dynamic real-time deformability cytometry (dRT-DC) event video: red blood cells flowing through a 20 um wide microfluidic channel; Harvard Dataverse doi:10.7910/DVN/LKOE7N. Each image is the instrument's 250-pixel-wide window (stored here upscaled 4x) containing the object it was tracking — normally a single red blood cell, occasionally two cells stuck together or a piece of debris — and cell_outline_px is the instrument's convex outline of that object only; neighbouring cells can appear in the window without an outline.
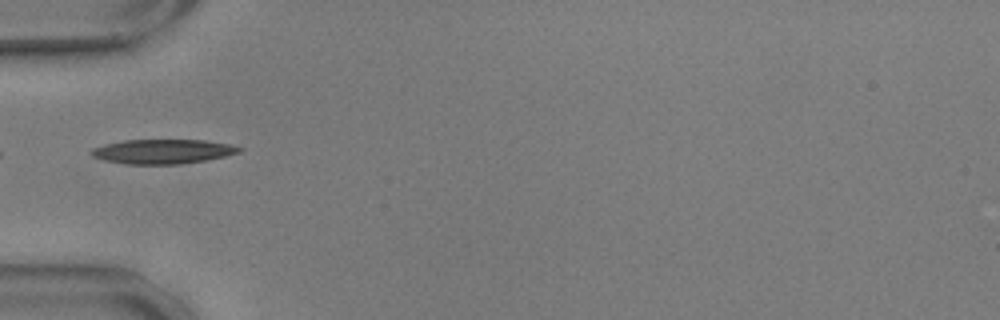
{"species": "common noctule bat (a hibernating species)", "species_latin": "Nyctalus noctula", "temperature_condition": "warm", "stored_images_in_passage": 9, "camera_frame_rate_fps": 3000, "um_per_image_px": 0.085, "animal": {"sex": "male", "body_mass_g": 17.9, "forearm_length_mm": 54.2}, "frame": {"image": 1, "passage_image": 1, "time_ms": 0.0, "image_size_px": [1000, 320], "cell_outline_px": [[244, 148], [240, 152], [224, 156], [204, 160], [180, 164], [124, 164], [104, 160], [92, 156], [88, 152], [92, 148], [104, 144], [124, 140], [204, 140], [228, 144]], "centroid_in_image_um": [13.78, 12.87], "position_along_channel_um": 71.2, "area_um2": 21.04}}